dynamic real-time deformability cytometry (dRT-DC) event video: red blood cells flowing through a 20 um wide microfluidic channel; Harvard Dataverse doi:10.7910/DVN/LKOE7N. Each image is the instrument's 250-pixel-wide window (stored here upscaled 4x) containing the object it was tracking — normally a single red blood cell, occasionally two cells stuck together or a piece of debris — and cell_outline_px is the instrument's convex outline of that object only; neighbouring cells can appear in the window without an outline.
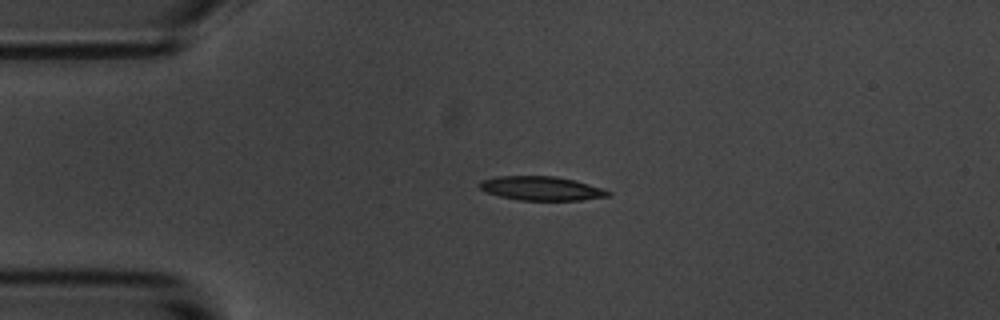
{"species": "common noctule bat (a hibernating species)", "species_latin": "Nyctalus noctula", "temperature_condition": "room temperature", "stored_images_in_passage": 3, "camera_frame_rate_fps": 3000, "um_per_image_px": 0.085, "animal": {"sex": "male", "body_mass_g": 20.1, "forearm_length_mm": 53.5}, "frame": {"image": 1, "passage_image": 2, "time_ms": 2.0, "image_size_px": [1000, 320], "cell_outline_px": [[612, 192], [608, 196], [580, 200], [520, 200], [500, 196], [488, 192], [480, 188], [480, 180], [496, 176], [556, 176], [576, 180], [604, 188]], "centroid_in_image_um": [46.05, 16.0], "position_along_channel_um": 38.9, "area_um2": 17.98}}